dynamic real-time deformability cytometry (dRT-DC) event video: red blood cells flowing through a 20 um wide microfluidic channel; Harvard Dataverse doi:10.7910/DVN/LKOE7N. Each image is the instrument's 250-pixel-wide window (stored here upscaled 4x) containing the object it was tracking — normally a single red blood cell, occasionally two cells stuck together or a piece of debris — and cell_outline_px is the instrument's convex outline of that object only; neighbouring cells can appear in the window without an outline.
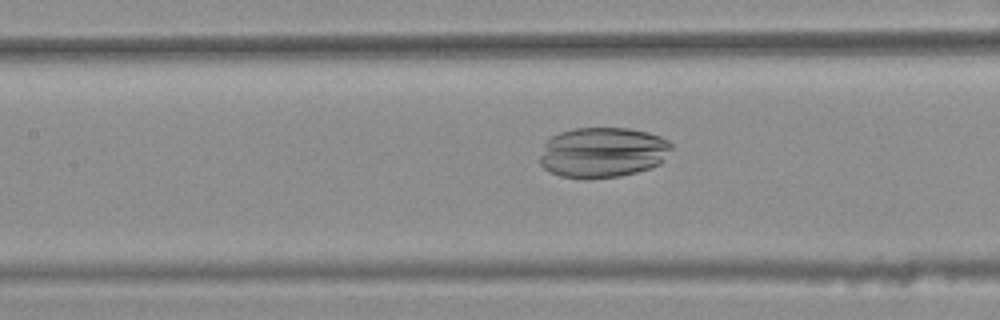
{"species": "common noctule bat (a hibernating species)", "species_latin": "Nyctalus noctula", "temperature_condition": "warm", "stored_images_in_passage": 34, "camera_frame_rate_fps": 3000, "um_per_image_px": 0.085, "animal": {"sex": "female", "body_mass_g": 25.1}, "frame": {"image": 1, "passage_image": 11, "time_ms": 3.333, "image_size_px": [1000, 320], "cell_outline_px": [[672, 148], [664, 160], [660, 164], [636, 172], [620, 176], [588, 180], [584, 180], [560, 176], [548, 172], [540, 164], [540, 156], [544, 144], [552, 136], [560, 132], [572, 128], [628, 128], [648, 132], [660, 136], [668, 140], [672, 144]], "centroid_in_image_um": [51.22, 12.97], "position_along_channel_um": 156.2, "area_um2": 39.13}}
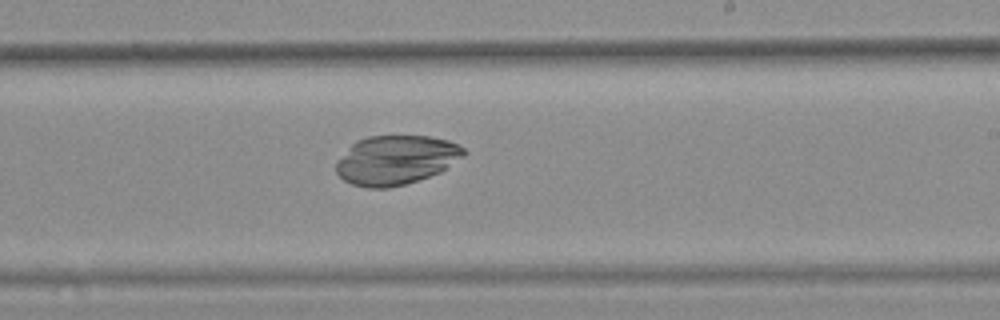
{"frame": {"image": 2, "passage_image": 19, "time_ms": 6.0, "image_size_px": [1000, 320], "cell_outline_px": [[468, 152], [464, 156], [440, 172], [404, 184], [388, 188], [368, 188], [352, 184], [344, 180], [336, 172], [336, 160], [356, 140], [368, 136], [428, 136], [448, 140], [464, 148]], "centroid_in_image_um": [33.64, 13.59], "position_along_channel_um": 255.4, "area_um2": 36.53}}
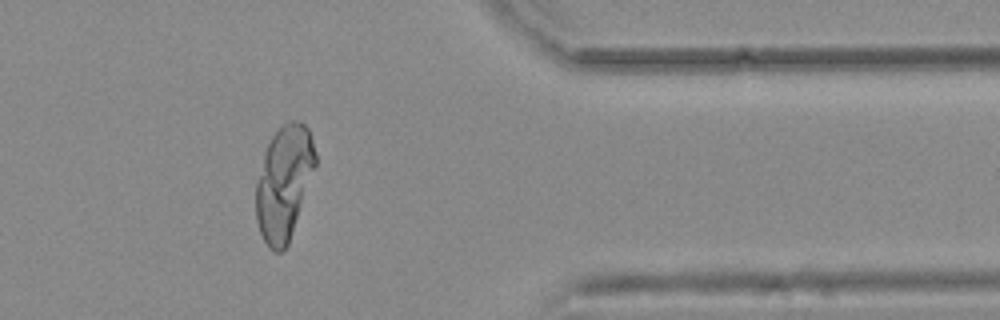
{"frame": {"image": 3, "passage_image": 31, "time_ms": 10.0, "image_size_px": [1000, 320], "cell_outline_px": [[316, 164], [288, 244], [280, 252], [272, 252], [268, 248], [260, 232], [256, 220], [256, 180], [264, 152], [272, 136], [288, 120], [300, 120], [308, 128], [316, 152]], "centroid_in_image_um": [24.12, 15.53], "position_along_channel_um": 387.3, "area_um2": 39.42}}